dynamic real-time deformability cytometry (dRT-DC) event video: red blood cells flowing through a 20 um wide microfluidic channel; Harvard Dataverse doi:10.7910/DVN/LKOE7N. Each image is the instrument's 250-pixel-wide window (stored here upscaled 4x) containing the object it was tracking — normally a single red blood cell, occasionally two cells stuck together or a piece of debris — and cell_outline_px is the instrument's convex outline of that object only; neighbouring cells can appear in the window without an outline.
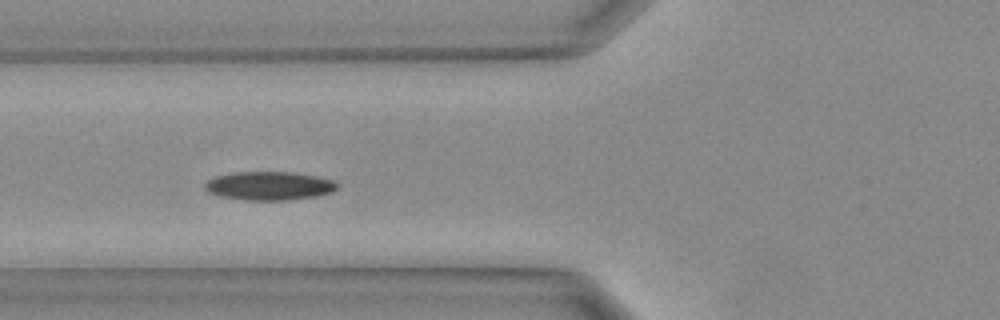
{"species": "Egyptian fruit bat (a non-hibernating species)", "species_latin": "Rousettus aegyptiacus", "temperature_condition": "warm", "stored_images_in_passage": 32, "camera_frame_rate_fps": 3000, "um_per_image_px": 0.085, "animal": {"sex": "female"}, "frame": {"image": 1, "passage_image": 10, "time_ms": 3.0, "image_size_px": [1000, 320], "cell_outline_px": [[340, 184], [332, 192], [316, 196], [288, 200], [244, 200], [220, 196], [208, 192], [204, 188], [204, 184], [208, 180], [216, 176], [232, 172], [292, 172], [316, 176], [336, 180]], "centroid_in_image_um": [22.9, 15.79], "position_along_channel_um": 102.9, "area_um2": 22.2}}
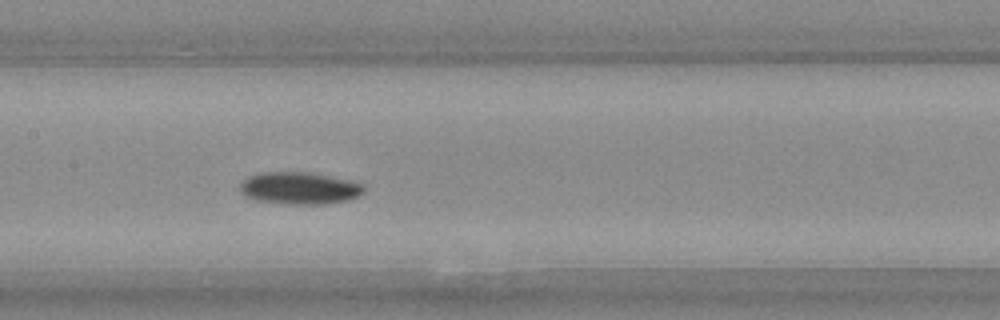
{"frame": {"image": 2, "passage_image": 14, "time_ms": 4.333, "image_size_px": [1000, 320], "cell_outline_px": [[364, 192], [360, 196], [352, 200], [324, 204], [284, 204], [256, 200], [244, 196], [240, 192], [240, 184], [248, 176], [264, 172], [308, 172], [348, 180], [364, 184]], "centroid_in_image_um": [25.47, 16.01], "position_along_channel_um": 181.9, "area_um2": 23.41}}
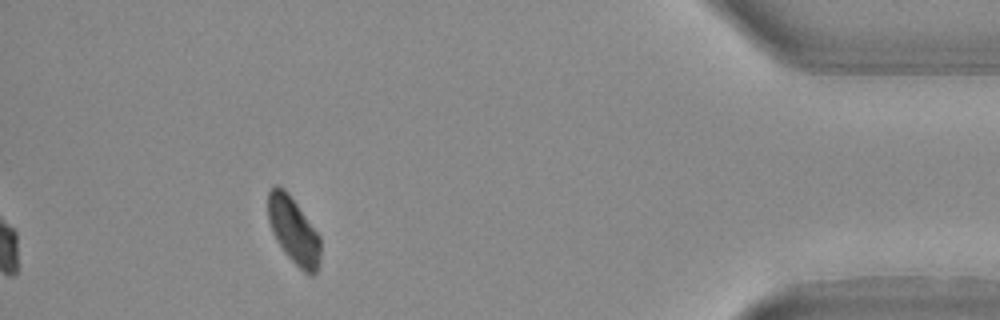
{"frame": {"image": 3, "passage_image": 28, "time_ms": 9.0, "image_size_px": [1000, 320], "cell_outline_px": [[320, 256], [316, 272], [312, 276], [304, 272], [284, 252], [276, 240], [272, 232], [268, 220], [268, 192], [276, 184], [284, 188], [288, 192], [320, 236]], "centroid_in_image_um": [24.94, 19.58], "position_along_channel_um": 410.3, "area_um2": 20.23}}